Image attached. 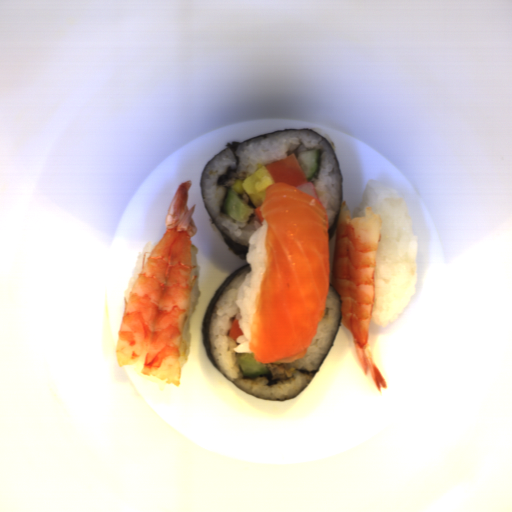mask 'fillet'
Wrapping results in <instances>:
<instances>
[{
  "instance_id": "obj_1",
  "label": "fillet",
  "mask_w": 512,
  "mask_h": 512,
  "mask_svg": "<svg viewBox=\"0 0 512 512\" xmlns=\"http://www.w3.org/2000/svg\"><path fill=\"white\" fill-rule=\"evenodd\" d=\"M260 210L266 260L248 348L258 363L290 364L306 357L326 316L329 219L318 198L285 182L266 187Z\"/></svg>"
}]
</instances>
